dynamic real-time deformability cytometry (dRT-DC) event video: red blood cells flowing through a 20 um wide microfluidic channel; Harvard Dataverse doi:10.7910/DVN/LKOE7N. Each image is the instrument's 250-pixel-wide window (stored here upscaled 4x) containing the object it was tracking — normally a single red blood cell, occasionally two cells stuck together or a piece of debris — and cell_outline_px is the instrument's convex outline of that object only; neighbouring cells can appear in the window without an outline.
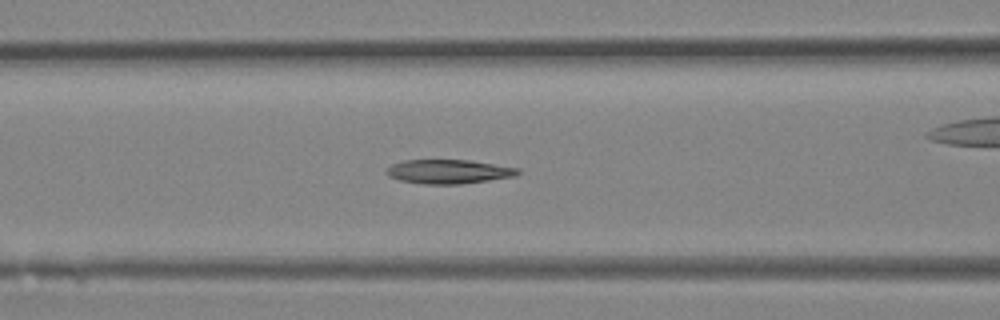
{"species": "Egyptian fruit bat (a non-hibernating species)", "species_latin": "Rousettus aegyptiacus", "temperature_condition": "room temperature", "stored_images_in_passage": 36, "camera_frame_rate_fps": 3000, "um_per_image_px": 0.085, "animal": {"sex": "female"}, "frame": {"image": 1, "passage_image": 14, "time_ms": 4.333, "image_size_px": [1000, 320], "cell_outline_px": [[520, 172], [516, 176], [460, 184], [424, 184], [400, 180], [388, 176], [384, 172], [392, 164], [404, 160], [472, 160], [520, 168]], "centroid_in_image_um": [38.14, 14.58], "position_along_channel_um": 128.5, "area_um2": 18.5}}
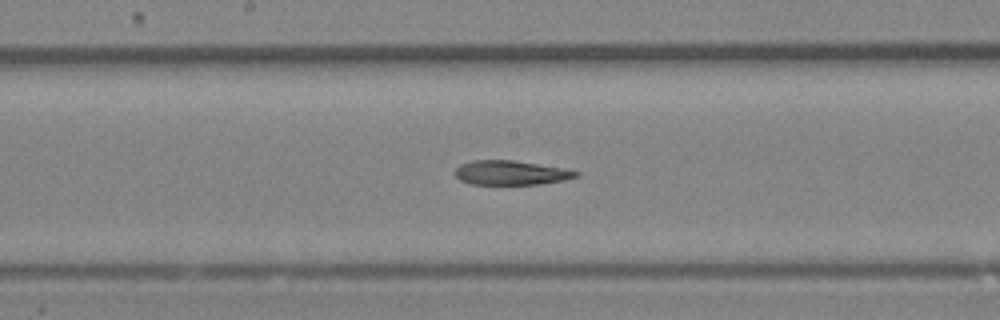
{"frame": {"image": 2, "passage_image": 18, "time_ms": 5.667, "image_size_px": [1000, 320], "cell_outline_px": [[580, 176], [564, 180], [540, 184], [472, 184], [460, 180], [456, 176], [456, 168], [460, 164], [472, 160], [512, 160], [568, 168], [580, 172]], "centroid_in_image_um": [43.48, 14.68], "position_along_channel_um": 204.7, "area_um2": 17.28}}
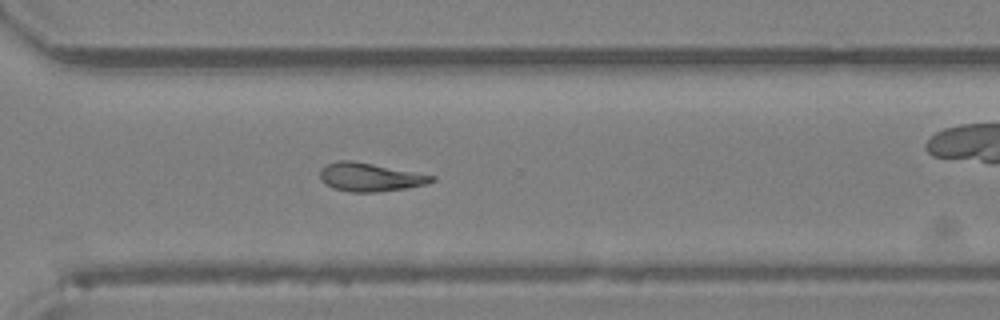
{"frame": {"image": 3, "passage_image": 25, "time_ms": 8.0, "image_size_px": [1000, 320], "cell_outline_px": [[436, 180], [424, 184], [404, 188], [376, 192], [352, 192], [332, 188], [324, 184], [320, 180], [320, 168], [336, 160], [352, 160], [436, 176]], "centroid_in_image_um": [31.39, 15.05], "position_along_channel_um": 339.2, "area_um2": 18.44}}